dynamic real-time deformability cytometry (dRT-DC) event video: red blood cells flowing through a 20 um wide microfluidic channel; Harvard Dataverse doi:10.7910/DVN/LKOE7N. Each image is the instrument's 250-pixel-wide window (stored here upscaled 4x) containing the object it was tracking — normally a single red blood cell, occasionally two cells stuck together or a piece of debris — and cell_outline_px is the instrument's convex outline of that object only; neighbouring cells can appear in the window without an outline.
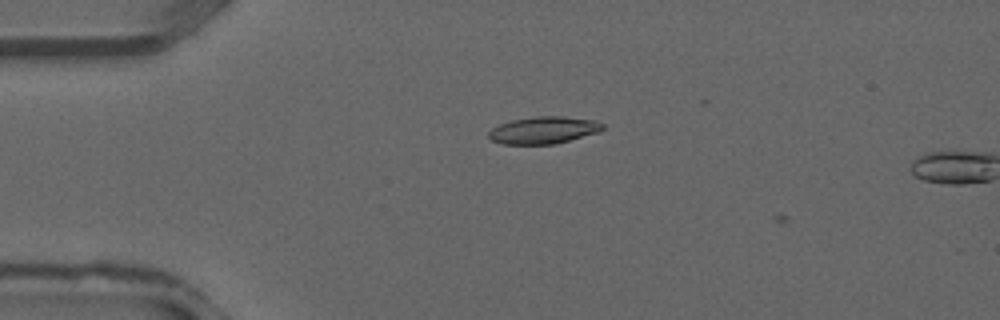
{"species": "common noctule bat (a hibernating species)", "species_latin": "Nyctalus noctula", "temperature_condition": "warm", "stored_images_in_passage": 4, "camera_frame_rate_fps": 3000, "um_per_image_px": 0.085, "animal": {"sex": "male", "forearm_length_mm": 52.5}, "frame": {"image": 1, "passage_image": 3, "time_ms": 0.667, "image_size_px": [1000, 320], "cell_outline_px": [[604, 128], [600, 132], [556, 144], [500, 144], [492, 140], [488, 136], [488, 132], [492, 128], [500, 124], [512, 120], [536, 116], [564, 116], [596, 120], [604, 124]], "centroid_in_image_um": [46.24, 11.06], "position_along_channel_um": 38.8, "area_um2": 18.21}}